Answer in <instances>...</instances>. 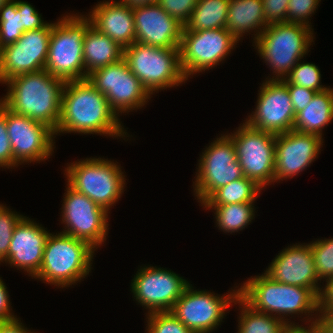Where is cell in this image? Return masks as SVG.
Returning <instances> with one entry per match:
<instances>
[{
    "label": "cell",
    "instance_id": "23",
    "mask_svg": "<svg viewBox=\"0 0 333 333\" xmlns=\"http://www.w3.org/2000/svg\"><path fill=\"white\" fill-rule=\"evenodd\" d=\"M88 15L92 26L122 48L135 42L133 10L128 4L115 0L99 2Z\"/></svg>",
    "mask_w": 333,
    "mask_h": 333
},
{
    "label": "cell",
    "instance_id": "32",
    "mask_svg": "<svg viewBox=\"0 0 333 333\" xmlns=\"http://www.w3.org/2000/svg\"><path fill=\"white\" fill-rule=\"evenodd\" d=\"M285 84H294L307 89L322 92L328 89L321 84L320 69L313 63H301L299 61L291 70V73L282 80ZM321 84V85H320Z\"/></svg>",
    "mask_w": 333,
    "mask_h": 333
},
{
    "label": "cell",
    "instance_id": "9",
    "mask_svg": "<svg viewBox=\"0 0 333 333\" xmlns=\"http://www.w3.org/2000/svg\"><path fill=\"white\" fill-rule=\"evenodd\" d=\"M227 135L234 143L243 175L262 189L274 183L276 135L256 130L245 122Z\"/></svg>",
    "mask_w": 333,
    "mask_h": 333
},
{
    "label": "cell",
    "instance_id": "1",
    "mask_svg": "<svg viewBox=\"0 0 333 333\" xmlns=\"http://www.w3.org/2000/svg\"><path fill=\"white\" fill-rule=\"evenodd\" d=\"M117 114L110 108L104 94L88 79L65 82L62 92L61 116L55 135L60 133L99 134L126 137Z\"/></svg>",
    "mask_w": 333,
    "mask_h": 333
},
{
    "label": "cell",
    "instance_id": "19",
    "mask_svg": "<svg viewBox=\"0 0 333 333\" xmlns=\"http://www.w3.org/2000/svg\"><path fill=\"white\" fill-rule=\"evenodd\" d=\"M324 139L290 130L276 135L274 182L293 178L317 158Z\"/></svg>",
    "mask_w": 333,
    "mask_h": 333
},
{
    "label": "cell",
    "instance_id": "45",
    "mask_svg": "<svg viewBox=\"0 0 333 333\" xmlns=\"http://www.w3.org/2000/svg\"><path fill=\"white\" fill-rule=\"evenodd\" d=\"M120 1L125 4H128L129 6H131L133 8L136 6L154 4V3H157L158 0H120Z\"/></svg>",
    "mask_w": 333,
    "mask_h": 333
},
{
    "label": "cell",
    "instance_id": "15",
    "mask_svg": "<svg viewBox=\"0 0 333 333\" xmlns=\"http://www.w3.org/2000/svg\"><path fill=\"white\" fill-rule=\"evenodd\" d=\"M189 284L171 270L145 265L134 275L131 291L149 314L171 311Z\"/></svg>",
    "mask_w": 333,
    "mask_h": 333
},
{
    "label": "cell",
    "instance_id": "41",
    "mask_svg": "<svg viewBox=\"0 0 333 333\" xmlns=\"http://www.w3.org/2000/svg\"><path fill=\"white\" fill-rule=\"evenodd\" d=\"M333 312V278H330L320 296V319Z\"/></svg>",
    "mask_w": 333,
    "mask_h": 333
},
{
    "label": "cell",
    "instance_id": "44",
    "mask_svg": "<svg viewBox=\"0 0 333 333\" xmlns=\"http://www.w3.org/2000/svg\"><path fill=\"white\" fill-rule=\"evenodd\" d=\"M309 327L307 326H291L288 328L287 333H330L329 330L322 324H316L311 326L308 323ZM308 328V329H307Z\"/></svg>",
    "mask_w": 333,
    "mask_h": 333
},
{
    "label": "cell",
    "instance_id": "31",
    "mask_svg": "<svg viewBox=\"0 0 333 333\" xmlns=\"http://www.w3.org/2000/svg\"><path fill=\"white\" fill-rule=\"evenodd\" d=\"M234 304L241 306L237 333H287L289 326L282 320L253 310L240 297Z\"/></svg>",
    "mask_w": 333,
    "mask_h": 333
},
{
    "label": "cell",
    "instance_id": "5",
    "mask_svg": "<svg viewBox=\"0 0 333 333\" xmlns=\"http://www.w3.org/2000/svg\"><path fill=\"white\" fill-rule=\"evenodd\" d=\"M85 15H65L54 22L49 40L45 70L67 81L87 79L83 40L91 20Z\"/></svg>",
    "mask_w": 333,
    "mask_h": 333
},
{
    "label": "cell",
    "instance_id": "36",
    "mask_svg": "<svg viewBox=\"0 0 333 333\" xmlns=\"http://www.w3.org/2000/svg\"><path fill=\"white\" fill-rule=\"evenodd\" d=\"M319 1L321 0H289L287 23L302 24L311 28L312 25L308 20H310L309 18L319 6Z\"/></svg>",
    "mask_w": 333,
    "mask_h": 333
},
{
    "label": "cell",
    "instance_id": "18",
    "mask_svg": "<svg viewBox=\"0 0 333 333\" xmlns=\"http://www.w3.org/2000/svg\"><path fill=\"white\" fill-rule=\"evenodd\" d=\"M265 81L258 93L255 112L245 123L274 135L293 130L296 114L286 84L282 80Z\"/></svg>",
    "mask_w": 333,
    "mask_h": 333
},
{
    "label": "cell",
    "instance_id": "38",
    "mask_svg": "<svg viewBox=\"0 0 333 333\" xmlns=\"http://www.w3.org/2000/svg\"><path fill=\"white\" fill-rule=\"evenodd\" d=\"M0 167H13V152L6 127V106L0 101Z\"/></svg>",
    "mask_w": 333,
    "mask_h": 333
},
{
    "label": "cell",
    "instance_id": "24",
    "mask_svg": "<svg viewBox=\"0 0 333 333\" xmlns=\"http://www.w3.org/2000/svg\"><path fill=\"white\" fill-rule=\"evenodd\" d=\"M32 6L26 1L9 0L0 9V48L15 43L25 31L49 24Z\"/></svg>",
    "mask_w": 333,
    "mask_h": 333
},
{
    "label": "cell",
    "instance_id": "3",
    "mask_svg": "<svg viewBox=\"0 0 333 333\" xmlns=\"http://www.w3.org/2000/svg\"><path fill=\"white\" fill-rule=\"evenodd\" d=\"M7 94L0 101L11 111L56 130L61 116L65 81L45 69L6 81Z\"/></svg>",
    "mask_w": 333,
    "mask_h": 333
},
{
    "label": "cell",
    "instance_id": "39",
    "mask_svg": "<svg viewBox=\"0 0 333 333\" xmlns=\"http://www.w3.org/2000/svg\"><path fill=\"white\" fill-rule=\"evenodd\" d=\"M266 22L270 24L287 22L289 0H262Z\"/></svg>",
    "mask_w": 333,
    "mask_h": 333
},
{
    "label": "cell",
    "instance_id": "25",
    "mask_svg": "<svg viewBox=\"0 0 333 333\" xmlns=\"http://www.w3.org/2000/svg\"><path fill=\"white\" fill-rule=\"evenodd\" d=\"M268 25L262 0H230L225 28L238 41L252 30L257 31L253 34L255 41Z\"/></svg>",
    "mask_w": 333,
    "mask_h": 333
},
{
    "label": "cell",
    "instance_id": "37",
    "mask_svg": "<svg viewBox=\"0 0 333 333\" xmlns=\"http://www.w3.org/2000/svg\"><path fill=\"white\" fill-rule=\"evenodd\" d=\"M198 0H158L157 3L173 18L181 24L189 20L192 10Z\"/></svg>",
    "mask_w": 333,
    "mask_h": 333
},
{
    "label": "cell",
    "instance_id": "35",
    "mask_svg": "<svg viewBox=\"0 0 333 333\" xmlns=\"http://www.w3.org/2000/svg\"><path fill=\"white\" fill-rule=\"evenodd\" d=\"M23 217L0 204V263L8 260L13 230Z\"/></svg>",
    "mask_w": 333,
    "mask_h": 333
},
{
    "label": "cell",
    "instance_id": "20",
    "mask_svg": "<svg viewBox=\"0 0 333 333\" xmlns=\"http://www.w3.org/2000/svg\"><path fill=\"white\" fill-rule=\"evenodd\" d=\"M265 274L274 281L309 288L319 298L321 296L323 287L318 283L320 280L316 273L310 243L293 244L280 251Z\"/></svg>",
    "mask_w": 333,
    "mask_h": 333
},
{
    "label": "cell",
    "instance_id": "14",
    "mask_svg": "<svg viewBox=\"0 0 333 333\" xmlns=\"http://www.w3.org/2000/svg\"><path fill=\"white\" fill-rule=\"evenodd\" d=\"M67 186L61 213L65 229L61 233L87 241L97 249L106 241L109 212L86 195Z\"/></svg>",
    "mask_w": 333,
    "mask_h": 333
},
{
    "label": "cell",
    "instance_id": "34",
    "mask_svg": "<svg viewBox=\"0 0 333 333\" xmlns=\"http://www.w3.org/2000/svg\"><path fill=\"white\" fill-rule=\"evenodd\" d=\"M147 333H194L183 325L170 311L147 314Z\"/></svg>",
    "mask_w": 333,
    "mask_h": 333
},
{
    "label": "cell",
    "instance_id": "33",
    "mask_svg": "<svg viewBox=\"0 0 333 333\" xmlns=\"http://www.w3.org/2000/svg\"><path fill=\"white\" fill-rule=\"evenodd\" d=\"M316 273L321 281L333 278V238L316 240L310 243Z\"/></svg>",
    "mask_w": 333,
    "mask_h": 333
},
{
    "label": "cell",
    "instance_id": "10",
    "mask_svg": "<svg viewBox=\"0 0 333 333\" xmlns=\"http://www.w3.org/2000/svg\"><path fill=\"white\" fill-rule=\"evenodd\" d=\"M238 40L226 29L183 31L179 46L181 70L188 80L193 74L214 68L223 61Z\"/></svg>",
    "mask_w": 333,
    "mask_h": 333
},
{
    "label": "cell",
    "instance_id": "27",
    "mask_svg": "<svg viewBox=\"0 0 333 333\" xmlns=\"http://www.w3.org/2000/svg\"><path fill=\"white\" fill-rule=\"evenodd\" d=\"M333 120V88L317 92L295 117L293 130L322 138V129Z\"/></svg>",
    "mask_w": 333,
    "mask_h": 333
},
{
    "label": "cell",
    "instance_id": "2",
    "mask_svg": "<svg viewBox=\"0 0 333 333\" xmlns=\"http://www.w3.org/2000/svg\"><path fill=\"white\" fill-rule=\"evenodd\" d=\"M238 289L239 297L253 310L272 315L289 327L300 326L290 322L288 318L285 319L286 315L292 314L305 313L303 315H308L307 320L312 321L311 326L321 323L320 314L318 315L320 298L309 288L280 283L263 273L260 276H251ZM310 315L312 317H309Z\"/></svg>",
    "mask_w": 333,
    "mask_h": 333
},
{
    "label": "cell",
    "instance_id": "30",
    "mask_svg": "<svg viewBox=\"0 0 333 333\" xmlns=\"http://www.w3.org/2000/svg\"><path fill=\"white\" fill-rule=\"evenodd\" d=\"M203 206L208 210H215L217 227L225 233L245 229L255 216L254 202Z\"/></svg>",
    "mask_w": 333,
    "mask_h": 333
},
{
    "label": "cell",
    "instance_id": "21",
    "mask_svg": "<svg viewBox=\"0 0 333 333\" xmlns=\"http://www.w3.org/2000/svg\"><path fill=\"white\" fill-rule=\"evenodd\" d=\"M135 41L161 48H179L184 25L158 3L132 8Z\"/></svg>",
    "mask_w": 333,
    "mask_h": 333
},
{
    "label": "cell",
    "instance_id": "42",
    "mask_svg": "<svg viewBox=\"0 0 333 333\" xmlns=\"http://www.w3.org/2000/svg\"><path fill=\"white\" fill-rule=\"evenodd\" d=\"M0 277V320L10 321L16 319L17 316H14L12 309L10 308L11 303L9 301L8 290H6V285Z\"/></svg>",
    "mask_w": 333,
    "mask_h": 333
},
{
    "label": "cell",
    "instance_id": "17",
    "mask_svg": "<svg viewBox=\"0 0 333 333\" xmlns=\"http://www.w3.org/2000/svg\"><path fill=\"white\" fill-rule=\"evenodd\" d=\"M52 26L25 31L15 43L0 48V83L45 68Z\"/></svg>",
    "mask_w": 333,
    "mask_h": 333
},
{
    "label": "cell",
    "instance_id": "22",
    "mask_svg": "<svg viewBox=\"0 0 333 333\" xmlns=\"http://www.w3.org/2000/svg\"><path fill=\"white\" fill-rule=\"evenodd\" d=\"M49 234L42 225L24 216L13 230L6 262L34 277L42 264Z\"/></svg>",
    "mask_w": 333,
    "mask_h": 333
},
{
    "label": "cell",
    "instance_id": "12",
    "mask_svg": "<svg viewBox=\"0 0 333 333\" xmlns=\"http://www.w3.org/2000/svg\"><path fill=\"white\" fill-rule=\"evenodd\" d=\"M210 144L200 157L193 182L194 194L201 204L218 188L244 177L228 135H221Z\"/></svg>",
    "mask_w": 333,
    "mask_h": 333
},
{
    "label": "cell",
    "instance_id": "40",
    "mask_svg": "<svg viewBox=\"0 0 333 333\" xmlns=\"http://www.w3.org/2000/svg\"><path fill=\"white\" fill-rule=\"evenodd\" d=\"M286 86L290 94L295 114L307 107L309 102H311L312 98L317 93L316 91L294 84H286Z\"/></svg>",
    "mask_w": 333,
    "mask_h": 333
},
{
    "label": "cell",
    "instance_id": "46",
    "mask_svg": "<svg viewBox=\"0 0 333 333\" xmlns=\"http://www.w3.org/2000/svg\"><path fill=\"white\" fill-rule=\"evenodd\" d=\"M9 0H0V9L8 2Z\"/></svg>",
    "mask_w": 333,
    "mask_h": 333
},
{
    "label": "cell",
    "instance_id": "16",
    "mask_svg": "<svg viewBox=\"0 0 333 333\" xmlns=\"http://www.w3.org/2000/svg\"><path fill=\"white\" fill-rule=\"evenodd\" d=\"M6 127L13 152V168L25 162L45 161L52 155L55 132L46 124L6 107Z\"/></svg>",
    "mask_w": 333,
    "mask_h": 333
},
{
    "label": "cell",
    "instance_id": "8",
    "mask_svg": "<svg viewBox=\"0 0 333 333\" xmlns=\"http://www.w3.org/2000/svg\"><path fill=\"white\" fill-rule=\"evenodd\" d=\"M123 59L152 95L187 81L181 66L179 48H161L134 42L123 49Z\"/></svg>",
    "mask_w": 333,
    "mask_h": 333
},
{
    "label": "cell",
    "instance_id": "43",
    "mask_svg": "<svg viewBox=\"0 0 333 333\" xmlns=\"http://www.w3.org/2000/svg\"><path fill=\"white\" fill-rule=\"evenodd\" d=\"M0 333H33V332L25 328V326L21 323V320H18V318H16L10 321H4L0 325Z\"/></svg>",
    "mask_w": 333,
    "mask_h": 333
},
{
    "label": "cell",
    "instance_id": "4",
    "mask_svg": "<svg viewBox=\"0 0 333 333\" xmlns=\"http://www.w3.org/2000/svg\"><path fill=\"white\" fill-rule=\"evenodd\" d=\"M87 241L64 233H50L39 272L34 276L47 284L69 287L91 271L94 251Z\"/></svg>",
    "mask_w": 333,
    "mask_h": 333
},
{
    "label": "cell",
    "instance_id": "29",
    "mask_svg": "<svg viewBox=\"0 0 333 333\" xmlns=\"http://www.w3.org/2000/svg\"><path fill=\"white\" fill-rule=\"evenodd\" d=\"M261 190L253 180L244 176L215 190L201 205L255 202Z\"/></svg>",
    "mask_w": 333,
    "mask_h": 333
},
{
    "label": "cell",
    "instance_id": "28",
    "mask_svg": "<svg viewBox=\"0 0 333 333\" xmlns=\"http://www.w3.org/2000/svg\"><path fill=\"white\" fill-rule=\"evenodd\" d=\"M230 0H198L183 31L225 28Z\"/></svg>",
    "mask_w": 333,
    "mask_h": 333
},
{
    "label": "cell",
    "instance_id": "7",
    "mask_svg": "<svg viewBox=\"0 0 333 333\" xmlns=\"http://www.w3.org/2000/svg\"><path fill=\"white\" fill-rule=\"evenodd\" d=\"M68 185L107 212L124 192L125 175L121 167L104 158H86L65 168Z\"/></svg>",
    "mask_w": 333,
    "mask_h": 333
},
{
    "label": "cell",
    "instance_id": "11",
    "mask_svg": "<svg viewBox=\"0 0 333 333\" xmlns=\"http://www.w3.org/2000/svg\"><path fill=\"white\" fill-rule=\"evenodd\" d=\"M88 81L107 98L110 108L119 115L140 109L151 94L134 75L125 60L100 67L88 74ZM120 113V114H119Z\"/></svg>",
    "mask_w": 333,
    "mask_h": 333
},
{
    "label": "cell",
    "instance_id": "13",
    "mask_svg": "<svg viewBox=\"0 0 333 333\" xmlns=\"http://www.w3.org/2000/svg\"><path fill=\"white\" fill-rule=\"evenodd\" d=\"M239 297V289L227 295L194 290L189 284L170 311L194 333H210L220 325L226 309Z\"/></svg>",
    "mask_w": 333,
    "mask_h": 333
},
{
    "label": "cell",
    "instance_id": "6",
    "mask_svg": "<svg viewBox=\"0 0 333 333\" xmlns=\"http://www.w3.org/2000/svg\"><path fill=\"white\" fill-rule=\"evenodd\" d=\"M313 39V29L302 24L284 22L268 25L254 43L260 57L275 73L269 80L286 79L292 68L309 52Z\"/></svg>",
    "mask_w": 333,
    "mask_h": 333
},
{
    "label": "cell",
    "instance_id": "26",
    "mask_svg": "<svg viewBox=\"0 0 333 333\" xmlns=\"http://www.w3.org/2000/svg\"><path fill=\"white\" fill-rule=\"evenodd\" d=\"M123 49L117 42L90 25L83 40L84 67L87 74L123 58Z\"/></svg>",
    "mask_w": 333,
    "mask_h": 333
}]
</instances>
